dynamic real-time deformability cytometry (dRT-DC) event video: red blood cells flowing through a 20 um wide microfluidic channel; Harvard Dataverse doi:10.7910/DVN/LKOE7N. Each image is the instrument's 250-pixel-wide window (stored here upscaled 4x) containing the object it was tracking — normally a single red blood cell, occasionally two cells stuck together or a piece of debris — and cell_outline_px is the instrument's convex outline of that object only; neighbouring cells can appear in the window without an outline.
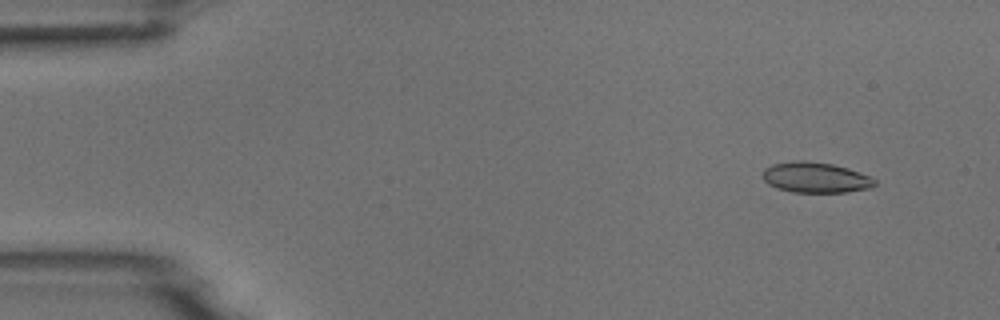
{"species": "common noctule bat (a hibernating species)", "species_latin": "Nyctalus noctula", "temperature_condition": "room temperature", "stored_images_in_passage": 5, "segment_of_instrument_passage": [1, 2], "camera_frame_rate_fps": 3000, "um_per_image_px": 0.085, "animal": {"sex": "male", "body_mass_g": 18.8}, "frame": {"image": 1, "passage_image": 1, "time_ms": 0.0, "image_size_px": [1000, 320], "cell_outline_px": [[876, 184], [872, 188], [848, 192], [792, 192], [776, 188], [768, 184], [764, 180], [764, 168], [772, 164], [796, 160], [804, 160], [832, 164], [848, 168], [860, 172], [876, 180]], "centroid_in_image_um": [69.33, 15.09], "position_along_channel_um": 15.7, "area_um2": 20.0}}